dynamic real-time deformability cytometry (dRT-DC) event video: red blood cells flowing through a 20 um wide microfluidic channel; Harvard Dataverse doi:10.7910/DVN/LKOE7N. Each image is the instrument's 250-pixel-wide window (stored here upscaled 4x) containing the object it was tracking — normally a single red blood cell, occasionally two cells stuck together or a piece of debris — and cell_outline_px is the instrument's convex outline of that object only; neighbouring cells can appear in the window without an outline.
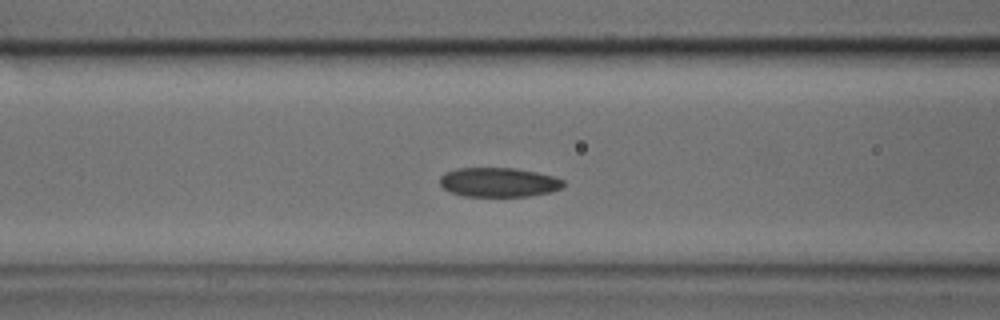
{"species": "common noctule bat (a hibernating species)", "species_latin": "Nyctalus noctula", "temperature_condition": "cold", "stored_images_in_passage": 32, "segment_of_instrument_passage": [1, 2], "camera_frame_rate_fps": 3000, "um_per_image_px": 0.085, "animal": {"sex": "male", "body_mass_g": 17.9, "forearm_length_mm": 54.2}, "frame": {"image": 1, "passage_image": 7, "time_ms": 2.0, "image_size_px": [1000, 320], "cell_outline_px": [[564, 184], [560, 188], [548, 192], [528, 196], [464, 196], [452, 192], [444, 188], [440, 184], [440, 176], [444, 172], [456, 168], [516, 168], [536, 172], [552, 176], [564, 180]], "centroid_in_image_um": [42.35, 15.48], "position_along_channel_um": 124.2, "area_um2": 20.98}}
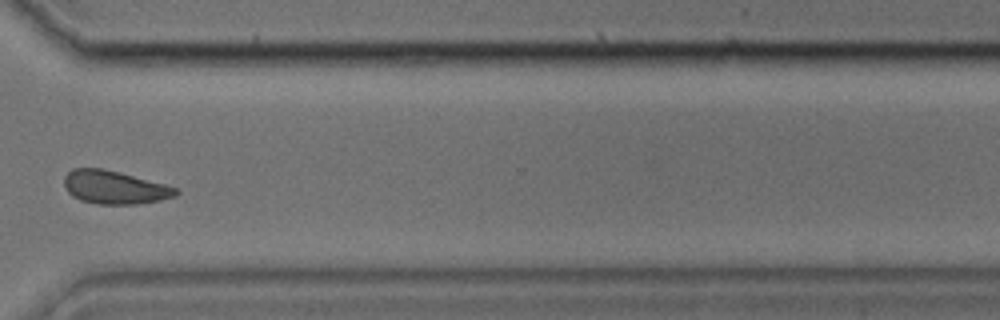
{"frame": {"image": 2, "passage_image": 21, "time_ms": 6.667, "image_size_px": [1000, 320], "cell_outline_px": [[180, 192], [176, 196], [160, 200], [136, 204], [96, 204], [80, 200], [72, 196], [64, 188], [64, 176], [72, 168], [100, 168], [120, 172], [164, 184], [176, 188]], "centroid_in_image_um": [9.7, 15.92], "position_along_channel_um": 360.9, "area_um2": 21.68}}
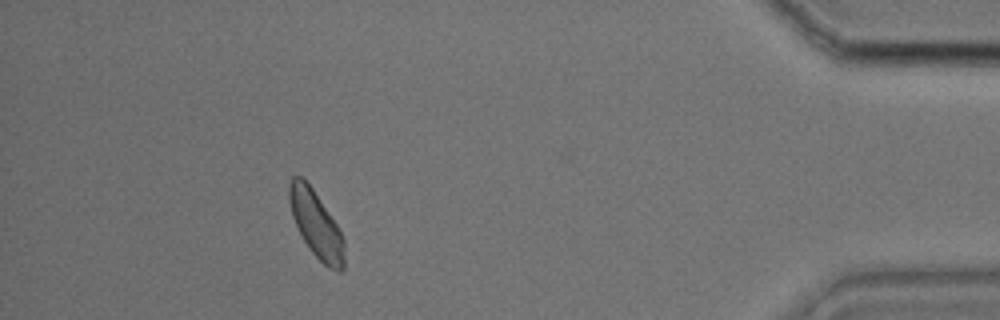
{"frame": {"image": 3, "passage_image": 27, "time_ms": 8.667, "image_size_px": [1000, 320], "cell_outline_px": [[344, 268], [340, 272], [336, 272], [328, 268], [312, 252], [304, 240], [292, 216], [288, 200], [288, 184], [292, 176], [300, 176], [312, 188], [336, 224], [344, 240]], "centroid_in_image_um": [26.86, 19.08], "position_along_channel_um": 408.3, "area_um2": 21.04}}